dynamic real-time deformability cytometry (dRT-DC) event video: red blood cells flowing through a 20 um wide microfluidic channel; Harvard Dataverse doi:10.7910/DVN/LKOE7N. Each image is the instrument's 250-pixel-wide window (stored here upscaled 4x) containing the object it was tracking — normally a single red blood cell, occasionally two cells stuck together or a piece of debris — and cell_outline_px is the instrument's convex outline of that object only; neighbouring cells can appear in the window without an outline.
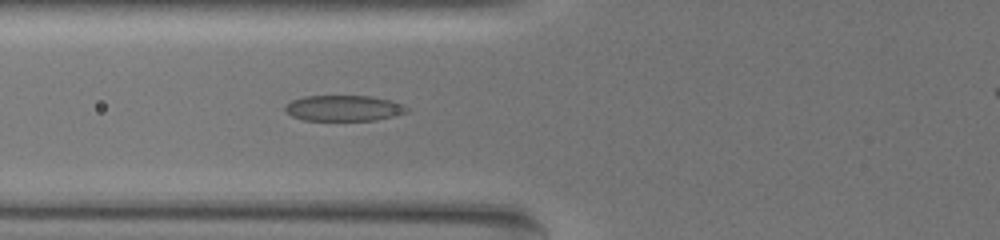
{"species": "common noctule bat (a hibernating species)", "species_latin": "Nyctalus noctula", "temperature_condition": "warm", "stored_images_in_passage": 45, "camera_frame_rate_fps": 3000, "um_per_image_px": 0.085, "animal": {"sex": "female", "body_mass_g": 19.5, "forearm_length_mm": 54.1}, "frame": {"image": 1, "passage_image": 10, "time_ms": 3.0, "image_size_px": [1000, 240], "cell_outline_px": [[408, 112], [376, 120], [304, 120], [292, 116], [284, 108], [292, 100], [304, 96], [368, 96], [388, 100], [404, 104], [408, 108]], "centroid_in_image_um": [29.23, 9.19], "position_along_channel_um": 96.6, "area_um2": 18.03}}
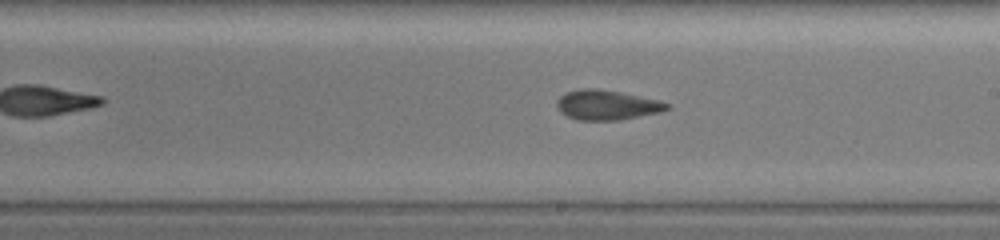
{"frame": {"image": 2, "passage_image": 22, "time_ms": 7.0, "image_size_px": [1000, 240], "cell_outline_px": [[672, 108], [660, 112], [620, 120], [576, 120], [560, 112], [556, 108], [556, 100], [560, 96], [568, 92], [580, 88], [596, 88], [620, 92], [660, 100], [668, 104]], "centroid_in_image_um": [51.57, 8.92], "position_along_channel_um": 237.4, "area_um2": 19.25}}
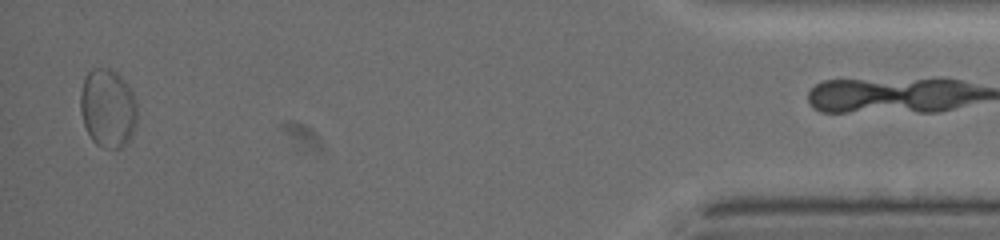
{"frame": {"image": 3, "passage_image": 44, "time_ms": 14.333, "image_size_px": [1000, 240], "cell_outline_px": [[136, 124], [128, 140], [120, 148], [104, 148], [96, 144], [92, 140], [84, 124], [80, 112], [80, 92], [84, 76], [92, 68], [108, 68], [116, 72], [124, 80], [132, 92], [136, 104]], "centroid_in_image_um": [9.13, 9.18], "position_along_channel_um": 426.1, "area_um2": 25.95}}